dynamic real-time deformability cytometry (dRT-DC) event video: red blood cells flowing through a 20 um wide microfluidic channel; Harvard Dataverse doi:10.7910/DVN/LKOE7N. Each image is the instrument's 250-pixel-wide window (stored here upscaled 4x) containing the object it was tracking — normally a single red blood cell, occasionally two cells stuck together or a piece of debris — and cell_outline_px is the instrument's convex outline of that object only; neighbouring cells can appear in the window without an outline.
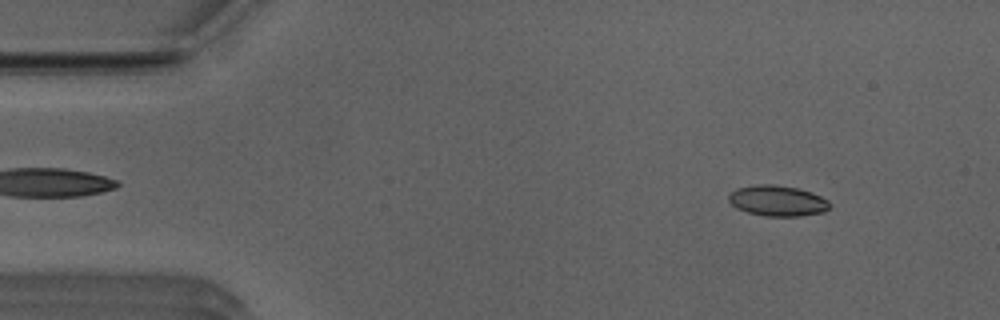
{"species": "Egyptian fruit bat (a non-hibernating species)", "species_latin": "Rousettus aegyptiacus", "temperature_condition": "room temperature", "stored_images_in_passage": 52, "camera_frame_rate_fps": 3000, "um_per_image_px": 0.085, "animal": {"sex": "male"}, "frame": {"image": 1, "passage_image": 6, "time_ms": 1.667, "image_size_px": [1000, 320], "cell_outline_px": [[828, 208], [824, 212], [800, 216], [764, 216], [748, 212], [736, 208], [728, 200], [728, 196], [736, 188], [756, 184], [772, 184], [800, 188], [812, 192], [828, 200]], "centroid_in_image_um": [66.07, 17.05], "position_along_channel_um": 18.9, "area_um2": 18.09}}
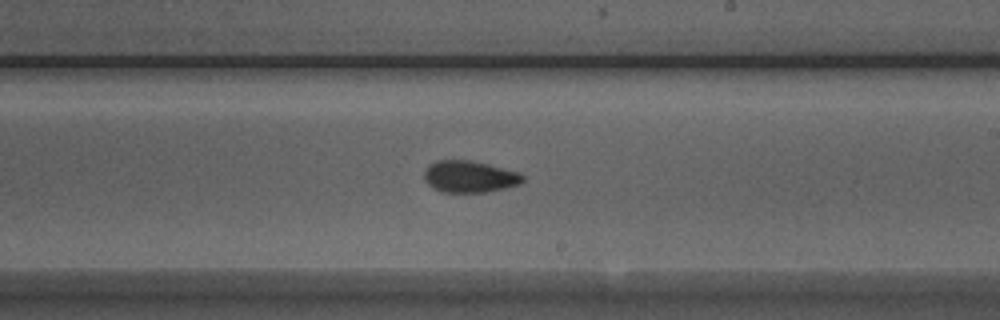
{"frame": {"image": 2, "passage_image": 30, "time_ms": 9.667, "image_size_px": [1000, 320], "cell_outline_px": [[524, 180], [520, 184], [504, 188], [484, 192], [440, 192], [428, 184], [424, 180], [424, 172], [428, 164], [436, 160], [472, 160], [520, 172], [524, 176]], "centroid_in_image_um": [39.9, 15.0], "position_along_channel_um": 249.1, "area_um2": 18.38}}
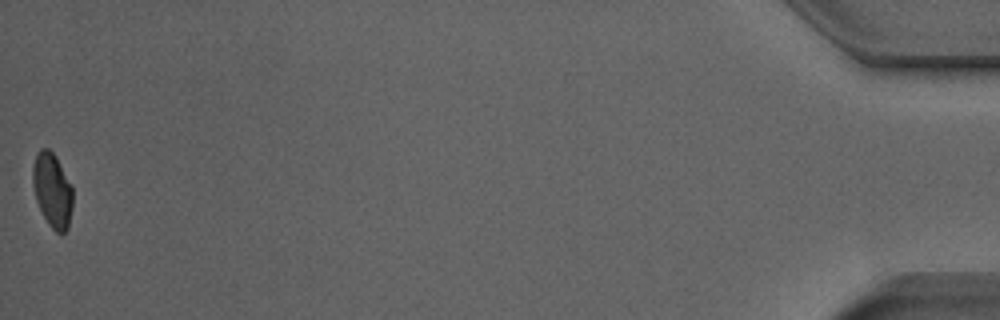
{"frame": {"image": 3, "passage_image": 52, "time_ms": 17.0, "image_size_px": [1000, 320], "cell_outline_px": [[72, 208], [68, 228], [60, 236], [48, 224], [36, 200], [32, 184], [32, 168], [36, 152], [40, 148], [48, 148], [56, 156], [72, 188]], "centroid_in_image_um": [4.43, 16.17], "position_along_channel_um": 430.8, "area_um2": 17.4}, "authors_computed_cell_mechanics": {"area_um2": 18.0336, "velocity_mm_per_s": 3.9255, "shape_relaxation_time_tau1_ms": 8.1044, "shape_relaxation_time_tau2_ms": 1.7606, "deformation_change_tau1": 0.1629, "deformation_change_tau2": 0.0661}}